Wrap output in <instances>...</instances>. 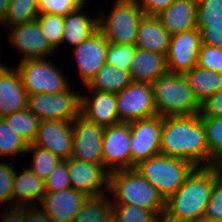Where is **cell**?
I'll use <instances>...</instances> for the list:
<instances>
[{"label": "cell", "instance_id": "1", "mask_svg": "<svg viewBox=\"0 0 222 222\" xmlns=\"http://www.w3.org/2000/svg\"><path fill=\"white\" fill-rule=\"evenodd\" d=\"M160 154L209 167V147L200 114L163 117Z\"/></svg>", "mask_w": 222, "mask_h": 222}, {"label": "cell", "instance_id": "2", "mask_svg": "<svg viewBox=\"0 0 222 222\" xmlns=\"http://www.w3.org/2000/svg\"><path fill=\"white\" fill-rule=\"evenodd\" d=\"M218 177L215 166L196 167L165 201L164 222H202L214 181Z\"/></svg>", "mask_w": 222, "mask_h": 222}, {"label": "cell", "instance_id": "3", "mask_svg": "<svg viewBox=\"0 0 222 222\" xmlns=\"http://www.w3.org/2000/svg\"><path fill=\"white\" fill-rule=\"evenodd\" d=\"M109 192L111 205H134L164 216L165 200L135 168L109 173Z\"/></svg>", "mask_w": 222, "mask_h": 222}, {"label": "cell", "instance_id": "4", "mask_svg": "<svg viewBox=\"0 0 222 222\" xmlns=\"http://www.w3.org/2000/svg\"><path fill=\"white\" fill-rule=\"evenodd\" d=\"M151 85L157 115L168 117L200 114L201 104L183 74L167 72Z\"/></svg>", "mask_w": 222, "mask_h": 222}, {"label": "cell", "instance_id": "5", "mask_svg": "<svg viewBox=\"0 0 222 222\" xmlns=\"http://www.w3.org/2000/svg\"><path fill=\"white\" fill-rule=\"evenodd\" d=\"M195 168L185 159L163 154L142 161L135 167L165 201L180 188Z\"/></svg>", "mask_w": 222, "mask_h": 222}, {"label": "cell", "instance_id": "6", "mask_svg": "<svg viewBox=\"0 0 222 222\" xmlns=\"http://www.w3.org/2000/svg\"><path fill=\"white\" fill-rule=\"evenodd\" d=\"M98 12V29L112 44L136 45L139 21L144 15L137 0H114L110 11Z\"/></svg>", "mask_w": 222, "mask_h": 222}, {"label": "cell", "instance_id": "7", "mask_svg": "<svg viewBox=\"0 0 222 222\" xmlns=\"http://www.w3.org/2000/svg\"><path fill=\"white\" fill-rule=\"evenodd\" d=\"M28 95L39 93L56 94L68 90L69 83L64 70L51 62L50 58L25 59L16 67Z\"/></svg>", "mask_w": 222, "mask_h": 222}, {"label": "cell", "instance_id": "8", "mask_svg": "<svg viewBox=\"0 0 222 222\" xmlns=\"http://www.w3.org/2000/svg\"><path fill=\"white\" fill-rule=\"evenodd\" d=\"M81 93L73 86L60 93L28 95V109L41 121L64 120L72 122L80 114Z\"/></svg>", "mask_w": 222, "mask_h": 222}, {"label": "cell", "instance_id": "9", "mask_svg": "<svg viewBox=\"0 0 222 222\" xmlns=\"http://www.w3.org/2000/svg\"><path fill=\"white\" fill-rule=\"evenodd\" d=\"M116 106L119 122L131 123L157 115L152 85L147 83L132 81L116 93Z\"/></svg>", "mask_w": 222, "mask_h": 222}, {"label": "cell", "instance_id": "10", "mask_svg": "<svg viewBox=\"0 0 222 222\" xmlns=\"http://www.w3.org/2000/svg\"><path fill=\"white\" fill-rule=\"evenodd\" d=\"M163 117L136 120L130 123L131 169L160 154Z\"/></svg>", "mask_w": 222, "mask_h": 222}, {"label": "cell", "instance_id": "11", "mask_svg": "<svg viewBox=\"0 0 222 222\" xmlns=\"http://www.w3.org/2000/svg\"><path fill=\"white\" fill-rule=\"evenodd\" d=\"M73 143L71 158L103 165L102 141L105 127L79 114L71 122Z\"/></svg>", "mask_w": 222, "mask_h": 222}, {"label": "cell", "instance_id": "12", "mask_svg": "<svg viewBox=\"0 0 222 222\" xmlns=\"http://www.w3.org/2000/svg\"><path fill=\"white\" fill-rule=\"evenodd\" d=\"M103 165L109 172L131 169L130 123L106 126L102 141Z\"/></svg>", "mask_w": 222, "mask_h": 222}, {"label": "cell", "instance_id": "13", "mask_svg": "<svg viewBox=\"0 0 222 222\" xmlns=\"http://www.w3.org/2000/svg\"><path fill=\"white\" fill-rule=\"evenodd\" d=\"M8 43L19 50L21 58L25 59L50 58L55 55V50L51 47L45 36L41 33L38 21L18 24L7 27Z\"/></svg>", "mask_w": 222, "mask_h": 222}, {"label": "cell", "instance_id": "14", "mask_svg": "<svg viewBox=\"0 0 222 222\" xmlns=\"http://www.w3.org/2000/svg\"><path fill=\"white\" fill-rule=\"evenodd\" d=\"M201 44L197 28L171 35L166 55L168 72L184 74L195 67Z\"/></svg>", "mask_w": 222, "mask_h": 222}, {"label": "cell", "instance_id": "15", "mask_svg": "<svg viewBox=\"0 0 222 222\" xmlns=\"http://www.w3.org/2000/svg\"><path fill=\"white\" fill-rule=\"evenodd\" d=\"M71 188L87 197L108 194L109 172L104 165L68 159Z\"/></svg>", "mask_w": 222, "mask_h": 222}, {"label": "cell", "instance_id": "16", "mask_svg": "<svg viewBox=\"0 0 222 222\" xmlns=\"http://www.w3.org/2000/svg\"><path fill=\"white\" fill-rule=\"evenodd\" d=\"M109 42L98 29L78 46L72 47V57L79 71L84 86L97 74L106 63V49Z\"/></svg>", "mask_w": 222, "mask_h": 222}, {"label": "cell", "instance_id": "17", "mask_svg": "<svg viewBox=\"0 0 222 222\" xmlns=\"http://www.w3.org/2000/svg\"><path fill=\"white\" fill-rule=\"evenodd\" d=\"M73 129L69 121H40L32 144L49 150L61 160H68L72 154Z\"/></svg>", "mask_w": 222, "mask_h": 222}, {"label": "cell", "instance_id": "18", "mask_svg": "<svg viewBox=\"0 0 222 222\" xmlns=\"http://www.w3.org/2000/svg\"><path fill=\"white\" fill-rule=\"evenodd\" d=\"M87 196L71 187L59 192H46L38 207L53 222H73Z\"/></svg>", "mask_w": 222, "mask_h": 222}, {"label": "cell", "instance_id": "19", "mask_svg": "<svg viewBox=\"0 0 222 222\" xmlns=\"http://www.w3.org/2000/svg\"><path fill=\"white\" fill-rule=\"evenodd\" d=\"M28 107V94L19 71L0 61V118Z\"/></svg>", "mask_w": 222, "mask_h": 222}, {"label": "cell", "instance_id": "20", "mask_svg": "<svg viewBox=\"0 0 222 222\" xmlns=\"http://www.w3.org/2000/svg\"><path fill=\"white\" fill-rule=\"evenodd\" d=\"M87 92L90 94H81V115L104 127L119 122L116 106V93L104 91Z\"/></svg>", "mask_w": 222, "mask_h": 222}, {"label": "cell", "instance_id": "21", "mask_svg": "<svg viewBox=\"0 0 222 222\" xmlns=\"http://www.w3.org/2000/svg\"><path fill=\"white\" fill-rule=\"evenodd\" d=\"M171 34L157 16L143 15L139 21L136 47L166 57Z\"/></svg>", "mask_w": 222, "mask_h": 222}, {"label": "cell", "instance_id": "22", "mask_svg": "<svg viewBox=\"0 0 222 222\" xmlns=\"http://www.w3.org/2000/svg\"><path fill=\"white\" fill-rule=\"evenodd\" d=\"M197 5L198 0H175L157 17L171 35L188 31L197 28Z\"/></svg>", "mask_w": 222, "mask_h": 222}, {"label": "cell", "instance_id": "23", "mask_svg": "<svg viewBox=\"0 0 222 222\" xmlns=\"http://www.w3.org/2000/svg\"><path fill=\"white\" fill-rule=\"evenodd\" d=\"M87 0L77 9L64 16V32L61 46L70 44L75 47L98 30V15L90 17L86 14ZM85 11V12H84Z\"/></svg>", "mask_w": 222, "mask_h": 222}, {"label": "cell", "instance_id": "24", "mask_svg": "<svg viewBox=\"0 0 222 222\" xmlns=\"http://www.w3.org/2000/svg\"><path fill=\"white\" fill-rule=\"evenodd\" d=\"M14 174L13 206H38L46 193L45 180L39 178L28 167L22 168ZM36 202V203H35Z\"/></svg>", "mask_w": 222, "mask_h": 222}, {"label": "cell", "instance_id": "25", "mask_svg": "<svg viewBox=\"0 0 222 222\" xmlns=\"http://www.w3.org/2000/svg\"><path fill=\"white\" fill-rule=\"evenodd\" d=\"M168 72L166 57L144 49L136 48L131 62V80L152 84Z\"/></svg>", "mask_w": 222, "mask_h": 222}, {"label": "cell", "instance_id": "26", "mask_svg": "<svg viewBox=\"0 0 222 222\" xmlns=\"http://www.w3.org/2000/svg\"><path fill=\"white\" fill-rule=\"evenodd\" d=\"M183 75L200 104L222 89V74L219 72L196 65Z\"/></svg>", "mask_w": 222, "mask_h": 222}, {"label": "cell", "instance_id": "27", "mask_svg": "<svg viewBox=\"0 0 222 222\" xmlns=\"http://www.w3.org/2000/svg\"><path fill=\"white\" fill-rule=\"evenodd\" d=\"M131 82L130 71L105 63L84 87H86L85 91L118 93Z\"/></svg>", "mask_w": 222, "mask_h": 222}, {"label": "cell", "instance_id": "28", "mask_svg": "<svg viewBox=\"0 0 222 222\" xmlns=\"http://www.w3.org/2000/svg\"><path fill=\"white\" fill-rule=\"evenodd\" d=\"M112 205L108 194L87 197L73 222H111Z\"/></svg>", "mask_w": 222, "mask_h": 222}, {"label": "cell", "instance_id": "29", "mask_svg": "<svg viewBox=\"0 0 222 222\" xmlns=\"http://www.w3.org/2000/svg\"><path fill=\"white\" fill-rule=\"evenodd\" d=\"M2 119L28 145L33 143L41 120L28 108L6 115Z\"/></svg>", "mask_w": 222, "mask_h": 222}, {"label": "cell", "instance_id": "30", "mask_svg": "<svg viewBox=\"0 0 222 222\" xmlns=\"http://www.w3.org/2000/svg\"><path fill=\"white\" fill-rule=\"evenodd\" d=\"M40 0H10L8 13L3 23L4 29L18 24L32 22L40 13Z\"/></svg>", "mask_w": 222, "mask_h": 222}, {"label": "cell", "instance_id": "31", "mask_svg": "<svg viewBox=\"0 0 222 222\" xmlns=\"http://www.w3.org/2000/svg\"><path fill=\"white\" fill-rule=\"evenodd\" d=\"M26 153L32 154L31 165L27 167L43 180H45L52 169L62 161L49 150L32 143L28 145Z\"/></svg>", "mask_w": 222, "mask_h": 222}, {"label": "cell", "instance_id": "32", "mask_svg": "<svg viewBox=\"0 0 222 222\" xmlns=\"http://www.w3.org/2000/svg\"><path fill=\"white\" fill-rule=\"evenodd\" d=\"M209 147V167L222 159V117H201Z\"/></svg>", "mask_w": 222, "mask_h": 222}, {"label": "cell", "instance_id": "33", "mask_svg": "<svg viewBox=\"0 0 222 222\" xmlns=\"http://www.w3.org/2000/svg\"><path fill=\"white\" fill-rule=\"evenodd\" d=\"M41 33L45 36L51 47L56 51L61 46L64 32V16L39 13L37 19Z\"/></svg>", "mask_w": 222, "mask_h": 222}, {"label": "cell", "instance_id": "34", "mask_svg": "<svg viewBox=\"0 0 222 222\" xmlns=\"http://www.w3.org/2000/svg\"><path fill=\"white\" fill-rule=\"evenodd\" d=\"M28 144L7 126L2 118H0V157L11 156V162L15 160L16 155L25 154Z\"/></svg>", "mask_w": 222, "mask_h": 222}, {"label": "cell", "instance_id": "35", "mask_svg": "<svg viewBox=\"0 0 222 222\" xmlns=\"http://www.w3.org/2000/svg\"><path fill=\"white\" fill-rule=\"evenodd\" d=\"M114 222H159L161 218L154 212L134 205H112Z\"/></svg>", "mask_w": 222, "mask_h": 222}, {"label": "cell", "instance_id": "36", "mask_svg": "<svg viewBox=\"0 0 222 222\" xmlns=\"http://www.w3.org/2000/svg\"><path fill=\"white\" fill-rule=\"evenodd\" d=\"M136 48V45L109 43L106 49V63L130 71Z\"/></svg>", "mask_w": 222, "mask_h": 222}, {"label": "cell", "instance_id": "37", "mask_svg": "<svg viewBox=\"0 0 222 222\" xmlns=\"http://www.w3.org/2000/svg\"><path fill=\"white\" fill-rule=\"evenodd\" d=\"M222 22V0H198L196 25L200 31L207 23Z\"/></svg>", "mask_w": 222, "mask_h": 222}, {"label": "cell", "instance_id": "38", "mask_svg": "<svg viewBox=\"0 0 222 222\" xmlns=\"http://www.w3.org/2000/svg\"><path fill=\"white\" fill-rule=\"evenodd\" d=\"M71 187L68 160H62L45 179L46 192H59Z\"/></svg>", "mask_w": 222, "mask_h": 222}, {"label": "cell", "instance_id": "39", "mask_svg": "<svg viewBox=\"0 0 222 222\" xmlns=\"http://www.w3.org/2000/svg\"><path fill=\"white\" fill-rule=\"evenodd\" d=\"M5 159H0V204H9L13 206V181L14 174L17 168H14L13 164Z\"/></svg>", "mask_w": 222, "mask_h": 222}, {"label": "cell", "instance_id": "40", "mask_svg": "<svg viewBox=\"0 0 222 222\" xmlns=\"http://www.w3.org/2000/svg\"><path fill=\"white\" fill-rule=\"evenodd\" d=\"M197 66L222 74V48L201 44Z\"/></svg>", "mask_w": 222, "mask_h": 222}, {"label": "cell", "instance_id": "41", "mask_svg": "<svg viewBox=\"0 0 222 222\" xmlns=\"http://www.w3.org/2000/svg\"><path fill=\"white\" fill-rule=\"evenodd\" d=\"M222 220V178L213 184L210 200L205 208L203 220Z\"/></svg>", "mask_w": 222, "mask_h": 222}, {"label": "cell", "instance_id": "42", "mask_svg": "<svg viewBox=\"0 0 222 222\" xmlns=\"http://www.w3.org/2000/svg\"><path fill=\"white\" fill-rule=\"evenodd\" d=\"M40 13H51L66 16L77 9L86 0H40Z\"/></svg>", "mask_w": 222, "mask_h": 222}, {"label": "cell", "instance_id": "43", "mask_svg": "<svg viewBox=\"0 0 222 222\" xmlns=\"http://www.w3.org/2000/svg\"><path fill=\"white\" fill-rule=\"evenodd\" d=\"M202 44H208L222 48V22L207 23L201 30Z\"/></svg>", "mask_w": 222, "mask_h": 222}, {"label": "cell", "instance_id": "44", "mask_svg": "<svg viewBox=\"0 0 222 222\" xmlns=\"http://www.w3.org/2000/svg\"><path fill=\"white\" fill-rule=\"evenodd\" d=\"M201 117H222V89L201 103Z\"/></svg>", "mask_w": 222, "mask_h": 222}, {"label": "cell", "instance_id": "45", "mask_svg": "<svg viewBox=\"0 0 222 222\" xmlns=\"http://www.w3.org/2000/svg\"><path fill=\"white\" fill-rule=\"evenodd\" d=\"M175 0H137L144 15L157 16Z\"/></svg>", "mask_w": 222, "mask_h": 222}, {"label": "cell", "instance_id": "46", "mask_svg": "<svg viewBox=\"0 0 222 222\" xmlns=\"http://www.w3.org/2000/svg\"><path fill=\"white\" fill-rule=\"evenodd\" d=\"M24 222H53L38 206H24Z\"/></svg>", "mask_w": 222, "mask_h": 222}, {"label": "cell", "instance_id": "47", "mask_svg": "<svg viewBox=\"0 0 222 222\" xmlns=\"http://www.w3.org/2000/svg\"><path fill=\"white\" fill-rule=\"evenodd\" d=\"M0 215V222H24V206H9ZM5 214V215H4Z\"/></svg>", "mask_w": 222, "mask_h": 222}, {"label": "cell", "instance_id": "48", "mask_svg": "<svg viewBox=\"0 0 222 222\" xmlns=\"http://www.w3.org/2000/svg\"><path fill=\"white\" fill-rule=\"evenodd\" d=\"M10 0H0V24L3 23L8 13Z\"/></svg>", "mask_w": 222, "mask_h": 222}, {"label": "cell", "instance_id": "49", "mask_svg": "<svg viewBox=\"0 0 222 222\" xmlns=\"http://www.w3.org/2000/svg\"><path fill=\"white\" fill-rule=\"evenodd\" d=\"M215 167L219 172V177L222 178V159L215 164Z\"/></svg>", "mask_w": 222, "mask_h": 222}, {"label": "cell", "instance_id": "50", "mask_svg": "<svg viewBox=\"0 0 222 222\" xmlns=\"http://www.w3.org/2000/svg\"><path fill=\"white\" fill-rule=\"evenodd\" d=\"M202 222H222V220H202Z\"/></svg>", "mask_w": 222, "mask_h": 222}]
</instances>
